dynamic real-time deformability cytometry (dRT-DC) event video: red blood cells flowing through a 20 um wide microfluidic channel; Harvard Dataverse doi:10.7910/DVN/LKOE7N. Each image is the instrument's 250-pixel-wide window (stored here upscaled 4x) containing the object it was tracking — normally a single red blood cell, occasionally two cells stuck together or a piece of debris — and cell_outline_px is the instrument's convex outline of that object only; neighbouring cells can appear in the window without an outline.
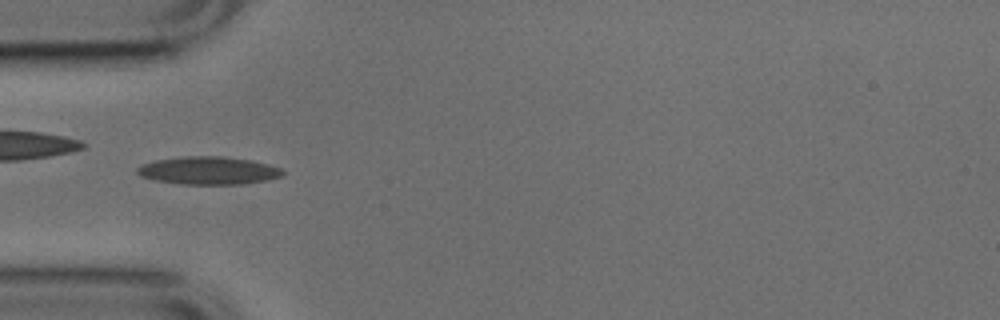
{"species": "common noctule bat (a hibernating species)", "species_latin": "Nyctalus noctula", "temperature_condition": "cold", "stored_images_in_passage": 51, "camera_frame_rate_fps": 3000, "um_per_image_px": 0.085, "animal": {"sex": "male", "body_mass_g": 17.9, "forearm_length_mm": 54.2}, "frame": {"image": 1, "passage_image": 15, "time_ms": 4.667, "image_size_px": [1000, 320], "cell_outline_px": [[284, 172], [280, 176], [264, 180], [240, 184], [180, 184], [156, 180], [140, 176], [136, 172], [136, 168], [144, 164], [156, 160], [188, 156], [220, 156], [252, 160], [268, 164], [280, 168]], "centroid_in_image_um": [17.69, 14.49], "position_along_channel_um": 67.3, "area_um2": 23.29}, "authors_computed_cell_mechanics": {"area_um2": 20.9814, "velocity_mm_per_s": 3.8282, "shape_relaxation_time_tau1_ms": null, "shape_relaxation_time_tau2_ms": 2.5126, "deformation_change_tau1": null, "deformation_change_tau2": 0.1162}}